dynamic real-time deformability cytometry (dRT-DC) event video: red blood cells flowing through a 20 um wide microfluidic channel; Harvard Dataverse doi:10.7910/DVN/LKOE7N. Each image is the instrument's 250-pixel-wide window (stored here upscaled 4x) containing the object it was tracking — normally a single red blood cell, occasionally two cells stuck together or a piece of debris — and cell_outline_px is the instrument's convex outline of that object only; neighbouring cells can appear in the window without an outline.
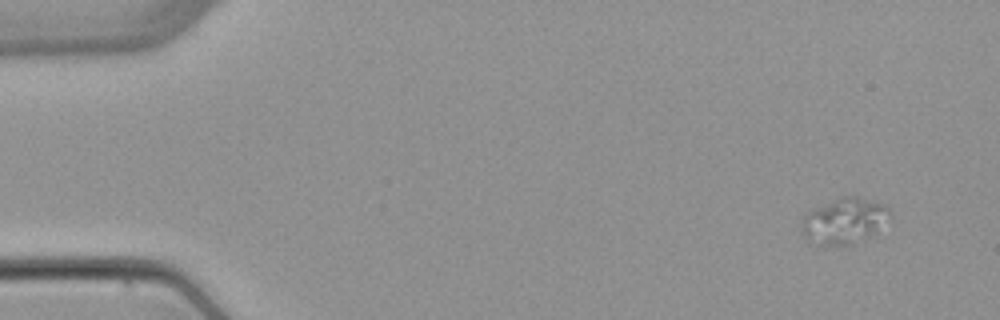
{"species": "common noctule bat (a hibernating species)", "species_latin": "Nyctalus noctula", "temperature_condition": "warm", "stored_images_in_passage": 8, "camera_frame_rate_fps": 3000, "um_per_image_px": 0.085, "animal": {"sex": "female", "body_mass_g": 22.7, "forearm_length_mm": 54.2}, "frame": {"image": 1, "passage_image": 1, "time_ms": 0.0, "image_size_px": [1000, 320], "cell_outline_px": [[892, 216], [876, 232], [868, 236], [848, 244], [808, 244], [804, 240], [804, 216], [812, 208], [844, 196], [856, 196], [884, 204], [888, 208]], "centroid_in_image_um": [71.77, 18.76], "position_along_channel_um": 13.2, "area_um2": 23.12}}
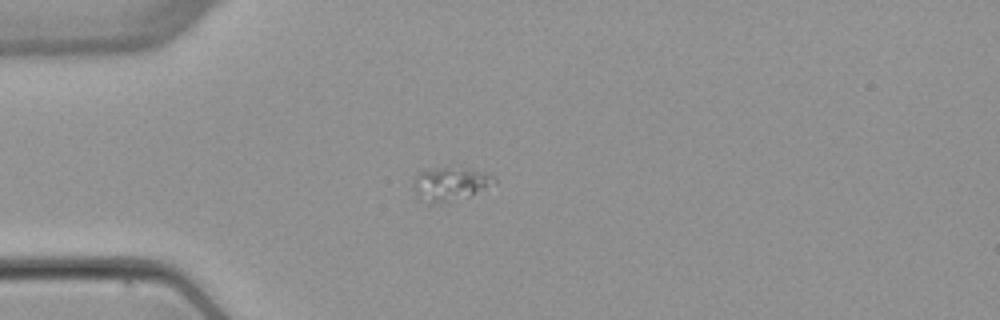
{"frame": {"image": 2, "passage_image": 4, "time_ms": 3.667, "image_size_px": [1000, 320], "cell_outline_px": [[496, 184], [472, 196], [448, 204], [432, 204], [416, 200], [412, 188], [416, 172], [440, 168], [472, 168], [492, 176], [496, 180]], "centroid_in_image_um": [38.23, 15.7], "position_along_channel_um": 46.8, "area_um2": 16.65}}
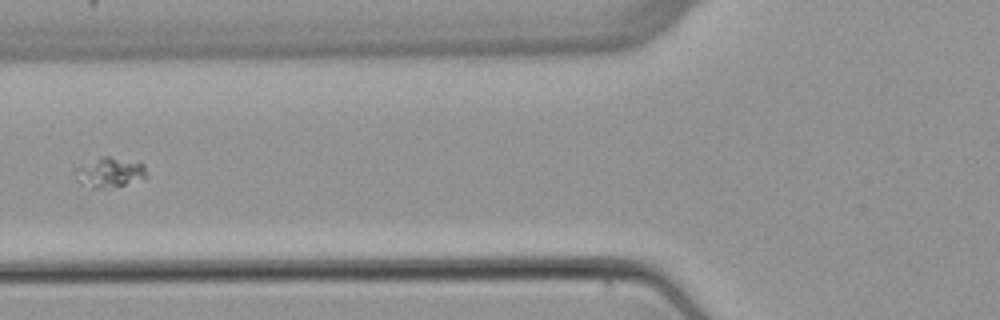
{"frame": {"image": 3, "passage_image": 6, "time_ms": 6.0, "image_size_px": [1000, 320], "cell_outline_px": [[148, 176], [124, 184], [96, 188], [92, 188], [80, 184], [76, 180], [76, 168], [100, 156], [108, 156], [144, 164]], "centroid_in_image_um": [9.29, 14.64], "position_along_channel_um": 116.5, "area_um2": 12.02}}